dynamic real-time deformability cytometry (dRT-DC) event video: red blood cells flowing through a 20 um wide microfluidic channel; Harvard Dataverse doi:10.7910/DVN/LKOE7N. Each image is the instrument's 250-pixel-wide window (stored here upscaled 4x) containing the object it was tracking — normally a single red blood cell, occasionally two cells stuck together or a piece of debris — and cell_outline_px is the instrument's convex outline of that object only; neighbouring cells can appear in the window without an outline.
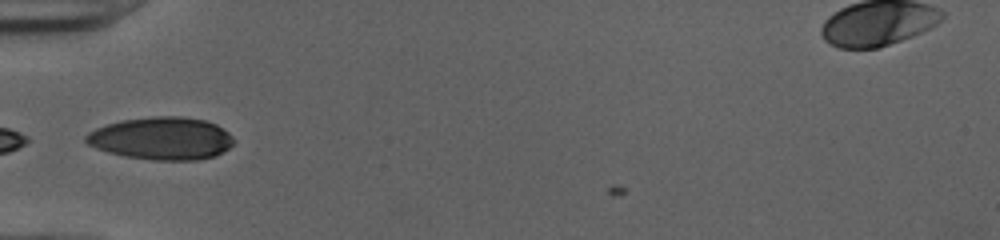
{"species": "human", "species_latin": "Homo sapiens", "temperature_condition": "cold", "stored_images_in_passage": 3, "camera_frame_rate_fps": 3000, "um_per_image_px": 0.085, "donor": {"sex": "female"}, "frame": {"image": 1, "passage_image": 1, "time_ms": 0.0, "image_size_px": [1000, 240], "cell_outline_px": [[236, 140], [224, 152], [216, 156], [200, 160], [152, 160], [128, 156], [108, 152], [96, 148], [88, 144], [84, 140], [84, 136], [88, 132], [96, 128], [108, 124], [124, 120], [152, 116], [180, 116], [204, 120], [216, 124], [228, 132]], "centroid_in_image_um": [13.76, 11.77], "position_along_channel_um": 71.2, "area_um2": 36.76}}